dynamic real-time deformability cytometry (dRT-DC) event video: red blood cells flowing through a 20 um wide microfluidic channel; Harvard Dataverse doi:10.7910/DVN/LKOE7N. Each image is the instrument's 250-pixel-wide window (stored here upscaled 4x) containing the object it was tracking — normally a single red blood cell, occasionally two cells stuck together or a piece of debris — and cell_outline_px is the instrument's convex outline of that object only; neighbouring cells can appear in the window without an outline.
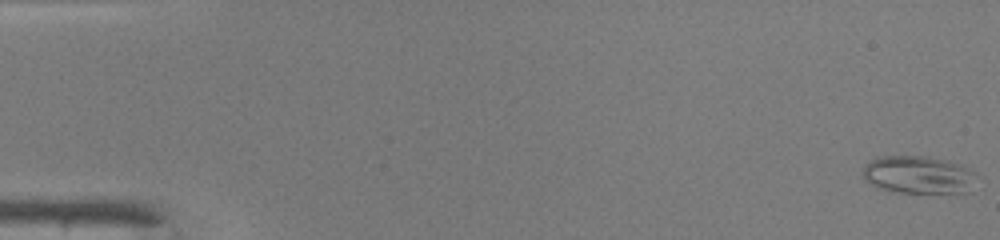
{"species": "common noctule bat (a hibernating species)", "species_latin": "Nyctalus noctula", "temperature_condition": "warm", "stored_images_in_passage": 49, "camera_frame_rate_fps": 3000, "um_per_image_px": 0.085, "animal": {"sex": "male", "body_mass_g": 19.0, "forearm_length_mm": 50.8}, "frame": {"image": 1, "passage_image": 1, "time_ms": 0.0, "image_size_px": [1000, 240], "cell_outline_px": [[972, 172], [968, 192], [896, 192], [876, 188], [864, 180], [864, 164], [880, 156], [928, 156], [960, 164]], "centroid_in_image_um": [77.93, 14.85], "position_along_channel_um": 7.1, "area_um2": 24.39}}
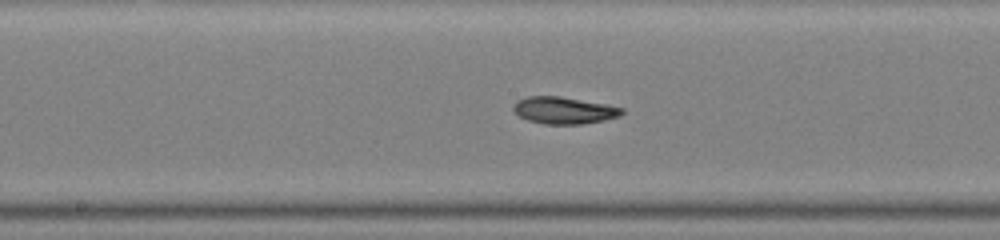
{"frame": {"image": 2, "passage_image": 26, "time_ms": 8.333, "image_size_px": [1000, 240], "cell_outline_px": [[624, 112], [620, 116], [604, 120], [580, 124], [544, 124], [528, 120], [520, 116], [512, 108], [516, 100], [528, 96], [560, 96], [604, 104], [624, 108]], "centroid_in_image_um": [47.93, 9.38], "position_along_channel_um": 200.3, "area_um2": 16.94}}
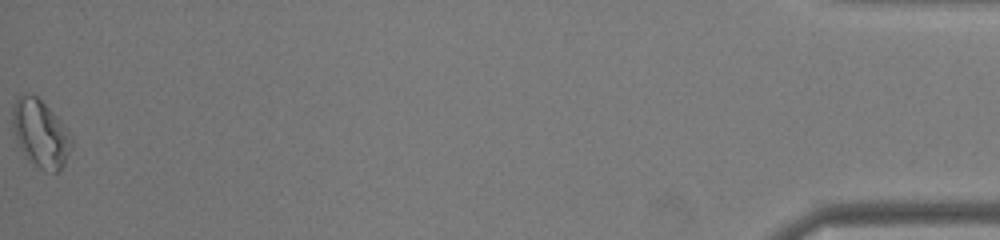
{"frame": {"image": 3, "passage_image": 49, "time_ms": 16.0, "image_size_px": [1000, 240], "cell_outline_px": [[72, 144], [64, 164], [60, 172], [52, 172], [40, 168], [32, 164], [24, 156], [16, 136], [12, 120], [12, 108], [16, 100], [24, 92], [32, 92], [68, 128], [72, 136]], "centroid_in_image_um": [3.45, 11.34], "position_along_channel_um": 431.7, "area_um2": 23.12}, "authors_computed_cell_mechanics": {"area_um2": 17.9758, "velocity_mm_per_s": 4.2346, "shape_relaxation_time_tau1_ms": 3.9464, "shape_relaxation_time_tau2_ms": 8.0808, "deformation_change_tau1": 0.1378, "deformation_change_tau2": 0.169}}